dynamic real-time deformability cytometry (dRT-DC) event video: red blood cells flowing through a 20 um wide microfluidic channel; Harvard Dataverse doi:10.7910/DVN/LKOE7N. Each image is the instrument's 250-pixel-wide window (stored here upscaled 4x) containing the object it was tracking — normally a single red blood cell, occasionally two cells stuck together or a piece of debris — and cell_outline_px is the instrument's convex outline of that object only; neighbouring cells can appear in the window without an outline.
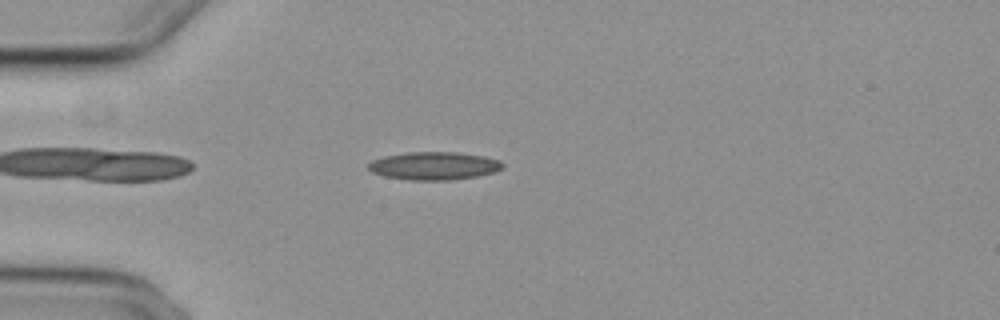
{"species": "common noctule bat (a hibernating species)", "species_latin": "Nyctalus noctula", "temperature_condition": "cold", "stored_images_in_passage": 45, "camera_frame_rate_fps": 3000, "um_per_image_px": 0.085, "animal": {"sex": "female", "body_mass_g": 29.2, "forearm_length_mm": 56.3}, "frame": {"image": 1, "passage_image": 4, "time_ms": 1.0, "image_size_px": [1000, 320], "cell_outline_px": [[504, 168], [492, 172], [476, 176], [452, 180], [408, 180], [384, 176], [372, 172], [368, 168], [368, 164], [372, 160], [384, 156], [408, 152], [456, 152], [484, 156], [500, 160], [504, 164]], "centroid_in_image_um": [36.89, 14.09], "position_along_channel_um": 48.1, "area_um2": 21.91}}
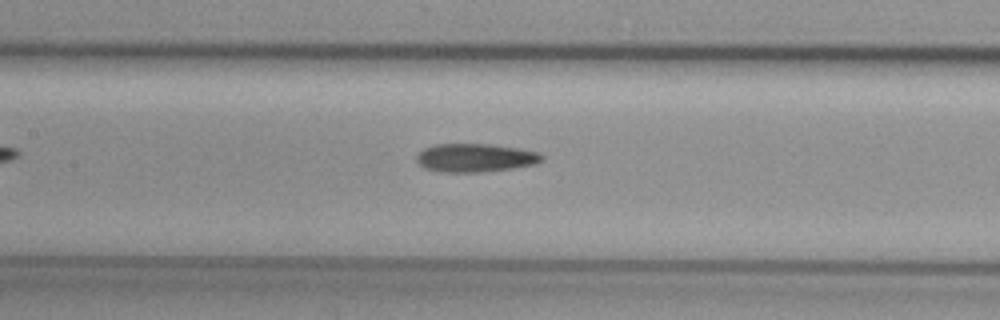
{"frame": {"image": 2, "passage_image": 15, "time_ms": 4.667, "image_size_px": [1000, 320], "cell_outline_px": [[544, 160], [536, 164], [512, 168], [480, 172], [440, 172], [424, 168], [416, 160], [416, 156], [424, 148], [436, 144], [488, 144], [520, 148], [540, 152], [544, 156]], "centroid_in_image_um": [40.43, 13.41], "position_along_channel_um": 167.0, "area_um2": 20.87}}
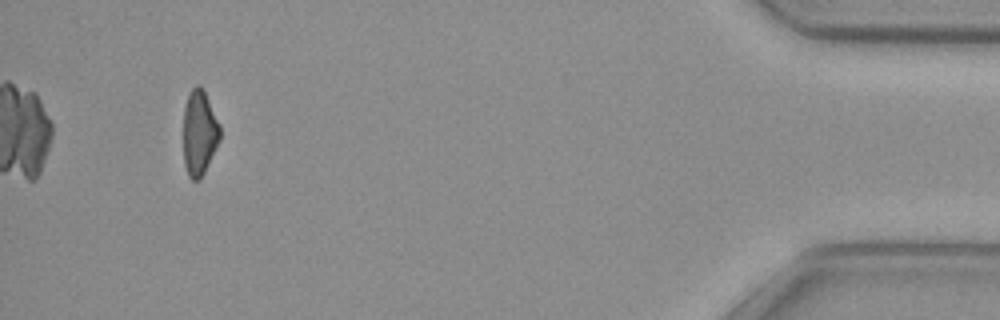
{"frame": {"image": 3, "passage_image": 41, "time_ms": 13.333, "image_size_px": [1000, 320], "cell_outline_px": [[220, 140], [200, 180], [192, 180], [188, 176], [184, 164], [184, 108], [188, 92], [196, 84], [200, 84], [204, 88], [220, 124]], "centroid_in_image_um": [16.95, 11.24], "position_along_channel_um": 418.3, "area_um2": 18.44}}